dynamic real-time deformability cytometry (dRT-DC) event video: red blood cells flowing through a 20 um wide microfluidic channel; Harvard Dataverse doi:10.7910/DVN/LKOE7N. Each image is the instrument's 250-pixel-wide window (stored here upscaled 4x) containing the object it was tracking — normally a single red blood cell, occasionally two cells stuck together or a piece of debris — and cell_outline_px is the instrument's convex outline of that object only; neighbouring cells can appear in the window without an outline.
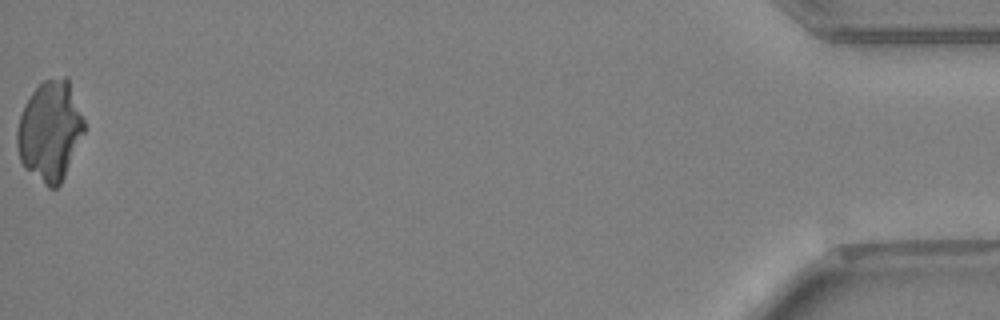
{"species": "Egyptian fruit bat (a non-hibernating species)", "species_latin": "Rousettus aegyptiacus", "temperature_condition": "warm", "stored_images_in_passage": 37, "camera_frame_rate_fps": 3000, "um_per_image_px": 0.085, "animal": {"sex": "female"}, "frame": {"image": 1, "passage_image": 37, "time_ms": 12.0, "image_size_px": [1000, 320], "cell_outline_px": [[84, 132], [64, 176], [60, 184], [56, 188], [48, 188], [24, 168], [20, 160], [16, 144], [16, 132], [20, 116], [24, 104], [32, 92], [44, 80], [64, 76], [68, 76], [84, 120]], "centroid_in_image_um": [4.23, 11.12], "position_along_channel_um": 431.0, "area_um2": 39.02}}